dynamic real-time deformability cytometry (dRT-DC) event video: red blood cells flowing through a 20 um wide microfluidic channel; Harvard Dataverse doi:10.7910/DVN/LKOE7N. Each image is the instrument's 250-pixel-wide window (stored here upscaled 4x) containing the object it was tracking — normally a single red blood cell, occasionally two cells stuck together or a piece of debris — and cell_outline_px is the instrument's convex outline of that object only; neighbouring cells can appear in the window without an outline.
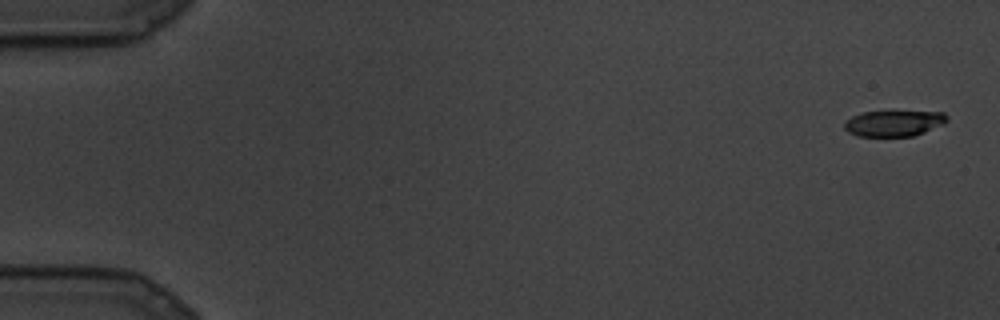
{"species": "common noctule bat (a hibernating species)", "species_latin": "Nyctalus noctula", "temperature_condition": "cold", "stored_images_in_passage": 10, "camera_frame_rate_fps": 3000, "um_per_image_px": 0.085, "animal": {"sex": "male", "body_mass_g": 19.5, "forearm_length_mm": 54.6}, "frame": {"image": 1, "passage_image": 1, "time_ms": 0.0, "image_size_px": [1000, 320], "cell_outline_px": [[948, 120], [944, 124], [924, 132], [912, 136], [856, 136], [848, 132], [844, 128], [844, 120], [852, 116], [864, 112], [892, 108], [944, 112], [948, 116]], "centroid_in_image_um": [76.0, 10.41], "position_along_channel_um": 9.0, "area_um2": 16.59}}
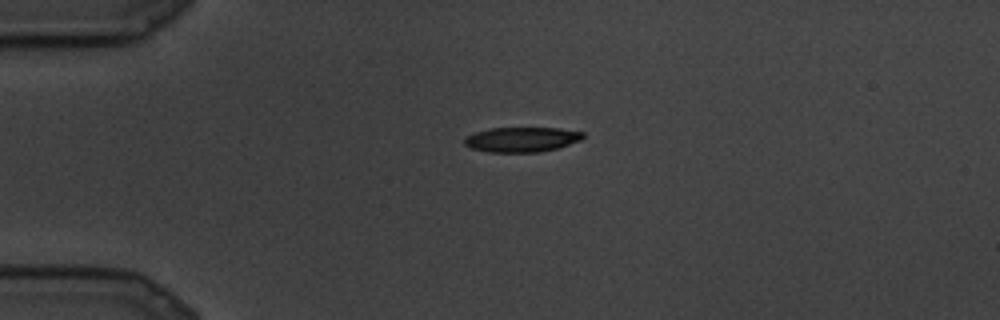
{"frame": {"image": 2, "passage_image": 7, "time_ms": 2.0, "image_size_px": [1000, 320], "cell_outline_px": [[584, 136], [580, 140], [556, 148], [540, 152], [488, 152], [472, 148], [464, 144], [464, 136], [488, 128], [560, 128], [584, 132]], "centroid_in_image_um": [44.32, 11.85], "position_along_channel_um": 40.7, "area_um2": 17.17}}
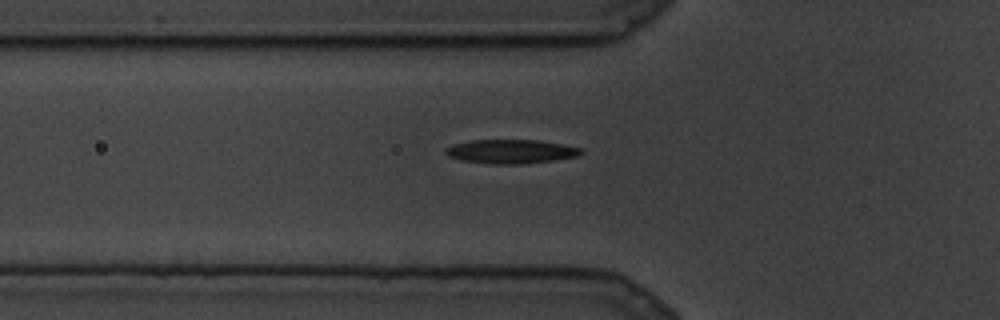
{"frame": {"image": 3, "passage_image": 10, "time_ms": 3.0, "image_size_px": [1000, 320], "cell_outline_px": [[584, 152], [580, 156], [524, 164], [488, 164], [460, 160], [448, 156], [444, 152], [444, 148], [452, 144], [468, 140], [540, 140], [564, 144], [584, 148]], "centroid_in_image_um": [43.43, 12.87], "position_along_channel_um": 82.4, "area_um2": 19.36}}